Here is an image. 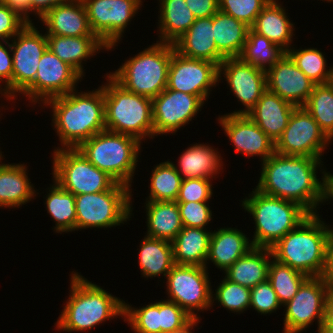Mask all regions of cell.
I'll list each match as a JSON object with an SVG mask.
<instances>
[{"mask_svg": "<svg viewBox=\"0 0 333 333\" xmlns=\"http://www.w3.org/2000/svg\"><path fill=\"white\" fill-rule=\"evenodd\" d=\"M332 141L320 129L311 114L303 107H296L288 126L275 143V152L286 156L324 157ZM323 156V157H322Z\"/></svg>", "mask_w": 333, "mask_h": 333, "instance_id": "5bb4252c", "label": "cell"}, {"mask_svg": "<svg viewBox=\"0 0 333 333\" xmlns=\"http://www.w3.org/2000/svg\"><path fill=\"white\" fill-rule=\"evenodd\" d=\"M219 67L210 61L187 58L172 53L168 69L167 89L199 96L205 103L219 85Z\"/></svg>", "mask_w": 333, "mask_h": 333, "instance_id": "e0dca14e", "label": "cell"}, {"mask_svg": "<svg viewBox=\"0 0 333 333\" xmlns=\"http://www.w3.org/2000/svg\"><path fill=\"white\" fill-rule=\"evenodd\" d=\"M35 80L19 95L36 107L53 97L65 95L77 89L83 78L49 49L42 55ZM26 97V98H25Z\"/></svg>", "mask_w": 333, "mask_h": 333, "instance_id": "9a60e30c", "label": "cell"}, {"mask_svg": "<svg viewBox=\"0 0 333 333\" xmlns=\"http://www.w3.org/2000/svg\"><path fill=\"white\" fill-rule=\"evenodd\" d=\"M146 201H176L182 178L170 159L154 165Z\"/></svg>", "mask_w": 333, "mask_h": 333, "instance_id": "74e56055", "label": "cell"}, {"mask_svg": "<svg viewBox=\"0 0 333 333\" xmlns=\"http://www.w3.org/2000/svg\"><path fill=\"white\" fill-rule=\"evenodd\" d=\"M320 333H333V325H323Z\"/></svg>", "mask_w": 333, "mask_h": 333, "instance_id": "91938a15", "label": "cell"}, {"mask_svg": "<svg viewBox=\"0 0 333 333\" xmlns=\"http://www.w3.org/2000/svg\"><path fill=\"white\" fill-rule=\"evenodd\" d=\"M4 4L17 10L29 22V1L28 0H0Z\"/></svg>", "mask_w": 333, "mask_h": 333, "instance_id": "11a10c76", "label": "cell"}, {"mask_svg": "<svg viewBox=\"0 0 333 333\" xmlns=\"http://www.w3.org/2000/svg\"><path fill=\"white\" fill-rule=\"evenodd\" d=\"M215 292L212 291V307L217 303L231 313H245L250 308V288L231 282L225 276Z\"/></svg>", "mask_w": 333, "mask_h": 333, "instance_id": "b9f144b4", "label": "cell"}, {"mask_svg": "<svg viewBox=\"0 0 333 333\" xmlns=\"http://www.w3.org/2000/svg\"><path fill=\"white\" fill-rule=\"evenodd\" d=\"M27 23L17 10L0 1V40L11 41Z\"/></svg>", "mask_w": 333, "mask_h": 333, "instance_id": "681fc988", "label": "cell"}, {"mask_svg": "<svg viewBox=\"0 0 333 333\" xmlns=\"http://www.w3.org/2000/svg\"><path fill=\"white\" fill-rule=\"evenodd\" d=\"M174 50L173 44L156 41L107 73L126 90L153 99L167 87Z\"/></svg>", "mask_w": 333, "mask_h": 333, "instance_id": "52a82bcc", "label": "cell"}, {"mask_svg": "<svg viewBox=\"0 0 333 333\" xmlns=\"http://www.w3.org/2000/svg\"><path fill=\"white\" fill-rule=\"evenodd\" d=\"M266 83L268 91L297 107L307 102L316 85L287 53L266 71Z\"/></svg>", "mask_w": 333, "mask_h": 333, "instance_id": "44dd1931", "label": "cell"}, {"mask_svg": "<svg viewBox=\"0 0 333 333\" xmlns=\"http://www.w3.org/2000/svg\"><path fill=\"white\" fill-rule=\"evenodd\" d=\"M123 321L135 333H160L159 301L148 302L138 308L124 300Z\"/></svg>", "mask_w": 333, "mask_h": 333, "instance_id": "7bdbcfd3", "label": "cell"}, {"mask_svg": "<svg viewBox=\"0 0 333 333\" xmlns=\"http://www.w3.org/2000/svg\"><path fill=\"white\" fill-rule=\"evenodd\" d=\"M157 1L159 6L157 41L173 44L190 28L196 18L185 0Z\"/></svg>", "mask_w": 333, "mask_h": 333, "instance_id": "d6a6232c", "label": "cell"}, {"mask_svg": "<svg viewBox=\"0 0 333 333\" xmlns=\"http://www.w3.org/2000/svg\"><path fill=\"white\" fill-rule=\"evenodd\" d=\"M218 147L210 144L193 143L184 149L178 157V161L170 160L177 169L182 179H215L221 175L224 169L223 156ZM222 169V170H221ZM221 172V173H220Z\"/></svg>", "mask_w": 333, "mask_h": 333, "instance_id": "603a6c76", "label": "cell"}, {"mask_svg": "<svg viewBox=\"0 0 333 333\" xmlns=\"http://www.w3.org/2000/svg\"><path fill=\"white\" fill-rule=\"evenodd\" d=\"M160 333H167L184 328L194 318L175 302L159 299Z\"/></svg>", "mask_w": 333, "mask_h": 333, "instance_id": "7dc6e473", "label": "cell"}, {"mask_svg": "<svg viewBox=\"0 0 333 333\" xmlns=\"http://www.w3.org/2000/svg\"><path fill=\"white\" fill-rule=\"evenodd\" d=\"M319 1V0H318ZM320 1H326V2H328V3H330L331 4V2L333 3V0H320Z\"/></svg>", "mask_w": 333, "mask_h": 333, "instance_id": "e7e4bbea", "label": "cell"}, {"mask_svg": "<svg viewBox=\"0 0 333 333\" xmlns=\"http://www.w3.org/2000/svg\"><path fill=\"white\" fill-rule=\"evenodd\" d=\"M330 290L331 287L322 276L309 277L296 295L282 306L284 308L282 333H301L309 329L314 321H316L317 333H320Z\"/></svg>", "mask_w": 333, "mask_h": 333, "instance_id": "4fadbf2b", "label": "cell"}, {"mask_svg": "<svg viewBox=\"0 0 333 333\" xmlns=\"http://www.w3.org/2000/svg\"><path fill=\"white\" fill-rule=\"evenodd\" d=\"M70 273L69 296L53 330L85 332L115 318L123 319V299L103 289L104 286L92 283L81 272L73 270Z\"/></svg>", "mask_w": 333, "mask_h": 333, "instance_id": "3957f363", "label": "cell"}, {"mask_svg": "<svg viewBox=\"0 0 333 333\" xmlns=\"http://www.w3.org/2000/svg\"><path fill=\"white\" fill-rule=\"evenodd\" d=\"M322 277L333 289V228L327 240L326 265Z\"/></svg>", "mask_w": 333, "mask_h": 333, "instance_id": "db71d44e", "label": "cell"}, {"mask_svg": "<svg viewBox=\"0 0 333 333\" xmlns=\"http://www.w3.org/2000/svg\"><path fill=\"white\" fill-rule=\"evenodd\" d=\"M140 241L138 266L141 277L159 278L165 280L171 268L175 265L172 242L163 239L150 238L144 235ZM164 277V279H163Z\"/></svg>", "mask_w": 333, "mask_h": 333, "instance_id": "1f68e13d", "label": "cell"}, {"mask_svg": "<svg viewBox=\"0 0 333 333\" xmlns=\"http://www.w3.org/2000/svg\"><path fill=\"white\" fill-rule=\"evenodd\" d=\"M236 227H219L212 230L208 255L205 263L207 270L209 263L223 273L235 261L245 255L254 246L250 237Z\"/></svg>", "mask_w": 333, "mask_h": 333, "instance_id": "cb8c5ba5", "label": "cell"}, {"mask_svg": "<svg viewBox=\"0 0 333 333\" xmlns=\"http://www.w3.org/2000/svg\"><path fill=\"white\" fill-rule=\"evenodd\" d=\"M208 202H177L183 227L209 228L214 213Z\"/></svg>", "mask_w": 333, "mask_h": 333, "instance_id": "f6af8a7d", "label": "cell"}, {"mask_svg": "<svg viewBox=\"0 0 333 333\" xmlns=\"http://www.w3.org/2000/svg\"><path fill=\"white\" fill-rule=\"evenodd\" d=\"M142 144L129 135L104 130L81 143L77 149L98 169L130 188L134 183Z\"/></svg>", "mask_w": 333, "mask_h": 333, "instance_id": "ba28073f", "label": "cell"}, {"mask_svg": "<svg viewBox=\"0 0 333 333\" xmlns=\"http://www.w3.org/2000/svg\"><path fill=\"white\" fill-rule=\"evenodd\" d=\"M48 49L60 60L70 65L82 78L85 77L84 63L107 51L108 47L97 36L46 35Z\"/></svg>", "mask_w": 333, "mask_h": 333, "instance_id": "484cf974", "label": "cell"}, {"mask_svg": "<svg viewBox=\"0 0 333 333\" xmlns=\"http://www.w3.org/2000/svg\"><path fill=\"white\" fill-rule=\"evenodd\" d=\"M309 277L288 265L271 259L268 269V281L277 294L279 302L286 304L298 292L301 285Z\"/></svg>", "mask_w": 333, "mask_h": 333, "instance_id": "ab89813d", "label": "cell"}, {"mask_svg": "<svg viewBox=\"0 0 333 333\" xmlns=\"http://www.w3.org/2000/svg\"><path fill=\"white\" fill-rule=\"evenodd\" d=\"M218 80L219 83L225 80L231 95L245 107L226 114H247L267 90L266 71L243 62L239 57L225 58L221 62Z\"/></svg>", "mask_w": 333, "mask_h": 333, "instance_id": "d6986e66", "label": "cell"}, {"mask_svg": "<svg viewBox=\"0 0 333 333\" xmlns=\"http://www.w3.org/2000/svg\"><path fill=\"white\" fill-rule=\"evenodd\" d=\"M209 272L206 267L175 264L163 281L166 300L175 302L194 319H202L199 312L213 309Z\"/></svg>", "mask_w": 333, "mask_h": 333, "instance_id": "8fae6325", "label": "cell"}, {"mask_svg": "<svg viewBox=\"0 0 333 333\" xmlns=\"http://www.w3.org/2000/svg\"><path fill=\"white\" fill-rule=\"evenodd\" d=\"M272 258L270 248L253 247L222 274L231 282L251 289L267 280Z\"/></svg>", "mask_w": 333, "mask_h": 333, "instance_id": "f546056e", "label": "cell"}, {"mask_svg": "<svg viewBox=\"0 0 333 333\" xmlns=\"http://www.w3.org/2000/svg\"><path fill=\"white\" fill-rule=\"evenodd\" d=\"M92 32L114 51L128 25L139 13L143 0H82Z\"/></svg>", "mask_w": 333, "mask_h": 333, "instance_id": "7c38bea8", "label": "cell"}, {"mask_svg": "<svg viewBox=\"0 0 333 333\" xmlns=\"http://www.w3.org/2000/svg\"><path fill=\"white\" fill-rule=\"evenodd\" d=\"M43 109L51 111V126L62 148H77L93 135L106 130L105 101L101 85L96 89L79 92L78 89L46 100Z\"/></svg>", "mask_w": 333, "mask_h": 333, "instance_id": "7a4b0ae2", "label": "cell"}, {"mask_svg": "<svg viewBox=\"0 0 333 333\" xmlns=\"http://www.w3.org/2000/svg\"><path fill=\"white\" fill-rule=\"evenodd\" d=\"M286 51L265 36L249 29L246 42L239 58L264 71L270 69Z\"/></svg>", "mask_w": 333, "mask_h": 333, "instance_id": "8d00e7d4", "label": "cell"}, {"mask_svg": "<svg viewBox=\"0 0 333 333\" xmlns=\"http://www.w3.org/2000/svg\"><path fill=\"white\" fill-rule=\"evenodd\" d=\"M4 159L0 160V208H21L36 199L40 191L28 176L27 164L5 163Z\"/></svg>", "mask_w": 333, "mask_h": 333, "instance_id": "d4e9b609", "label": "cell"}, {"mask_svg": "<svg viewBox=\"0 0 333 333\" xmlns=\"http://www.w3.org/2000/svg\"><path fill=\"white\" fill-rule=\"evenodd\" d=\"M240 202L241 209L254 221V247H272L310 215L296 202L262 194L255 188Z\"/></svg>", "mask_w": 333, "mask_h": 333, "instance_id": "5b68a950", "label": "cell"}, {"mask_svg": "<svg viewBox=\"0 0 333 333\" xmlns=\"http://www.w3.org/2000/svg\"><path fill=\"white\" fill-rule=\"evenodd\" d=\"M0 94H1V96H2V93L0 92ZM1 105H3V103H1L0 104V117H2L3 116V114L5 113V110H7L5 107H7V106H5L6 104H4L3 106H1ZM3 108H4V113H1V109H2V112H3ZM2 115V116H1ZM0 119H2V118H0Z\"/></svg>", "mask_w": 333, "mask_h": 333, "instance_id": "94428289", "label": "cell"}, {"mask_svg": "<svg viewBox=\"0 0 333 333\" xmlns=\"http://www.w3.org/2000/svg\"><path fill=\"white\" fill-rule=\"evenodd\" d=\"M329 83L333 86V70L331 72V78H330V82Z\"/></svg>", "mask_w": 333, "mask_h": 333, "instance_id": "6125c7cd", "label": "cell"}, {"mask_svg": "<svg viewBox=\"0 0 333 333\" xmlns=\"http://www.w3.org/2000/svg\"><path fill=\"white\" fill-rule=\"evenodd\" d=\"M310 214L297 228L270 247L273 259L307 275L320 277L326 265L327 240L332 224Z\"/></svg>", "mask_w": 333, "mask_h": 333, "instance_id": "277c9868", "label": "cell"}, {"mask_svg": "<svg viewBox=\"0 0 333 333\" xmlns=\"http://www.w3.org/2000/svg\"><path fill=\"white\" fill-rule=\"evenodd\" d=\"M322 160L275 152L260 164L254 188L262 194L296 202L310 214H319L320 206L325 205L327 174Z\"/></svg>", "mask_w": 333, "mask_h": 333, "instance_id": "6da1fadb", "label": "cell"}, {"mask_svg": "<svg viewBox=\"0 0 333 333\" xmlns=\"http://www.w3.org/2000/svg\"><path fill=\"white\" fill-rule=\"evenodd\" d=\"M286 11L281 0H270L250 28L287 52L294 42L296 28Z\"/></svg>", "mask_w": 333, "mask_h": 333, "instance_id": "f1b7e54d", "label": "cell"}, {"mask_svg": "<svg viewBox=\"0 0 333 333\" xmlns=\"http://www.w3.org/2000/svg\"><path fill=\"white\" fill-rule=\"evenodd\" d=\"M34 23L28 22L10 41L13 57L12 103L14 102V105L18 96L35 80L39 61L48 49L46 33L44 30H38Z\"/></svg>", "mask_w": 333, "mask_h": 333, "instance_id": "2e32d148", "label": "cell"}, {"mask_svg": "<svg viewBox=\"0 0 333 333\" xmlns=\"http://www.w3.org/2000/svg\"><path fill=\"white\" fill-rule=\"evenodd\" d=\"M323 325H333V289L330 290L325 307V318Z\"/></svg>", "mask_w": 333, "mask_h": 333, "instance_id": "9f6ffc18", "label": "cell"}, {"mask_svg": "<svg viewBox=\"0 0 333 333\" xmlns=\"http://www.w3.org/2000/svg\"><path fill=\"white\" fill-rule=\"evenodd\" d=\"M213 179H182L176 202L211 201L214 196Z\"/></svg>", "mask_w": 333, "mask_h": 333, "instance_id": "c3c4849f", "label": "cell"}, {"mask_svg": "<svg viewBox=\"0 0 333 333\" xmlns=\"http://www.w3.org/2000/svg\"><path fill=\"white\" fill-rule=\"evenodd\" d=\"M41 22H40V21ZM46 35L96 36L89 25L87 12L82 0H68L55 5L38 19Z\"/></svg>", "mask_w": 333, "mask_h": 333, "instance_id": "7402d4cb", "label": "cell"}, {"mask_svg": "<svg viewBox=\"0 0 333 333\" xmlns=\"http://www.w3.org/2000/svg\"><path fill=\"white\" fill-rule=\"evenodd\" d=\"M147 237L172 242L183 224L176 201H145Z\"/></svg>", "mask_w": 333, "mask_h": 333, "instance_id": "4dcf8cb0", "label": "cell"}, {"mask_svg": "<svg viewBox=\"0 0 333 333\" xmlns=\"http://www.w3.org/2000/svg\"><path fill=\"white\" fill-rule=\"evenodd\" d=\"M213 35V16L198 18L173 45L184 57L207 60L219 67L225 57L217 50Z\"/></svg>", "mask_w": 333, "mask_h": 333, "instance_id": "4316f807", "label": "cell"}, {"mask_svg": "<svg viewBox=\"0 0 333 333\" xmlns=\"http://www.w3.org/2000/svg\"><path fill=\"white\" fill-rule=\"evenodd\" d=\"M29 1V22H33L34 15L38 21L49 9H52L55 5H59L67 2L68 0H28ZM33 14V15H32ZM31 15V17H30Z\"/></svg>", "mask_w": 333, "mask_h": 333, "instance_id": "f5cc1de1", "label": "cell"}, {"mask_svg": "<svg viewBox=\"0 0 333 333\" xmlns=\"http://www.w3.org/2000/svg\"><path fill=\"white\" fill-rule=\"evenodd\" d=\"M200 321H201V319H193L184 328L176 330V331H172V332H167V333H193V331L196 329V327H198L197 325L199 323H201ZM194 333H195V331H194Z\"/></svg>", "mask_w": 333, "mask_h": 333, "instance_id": "680465c9", "label": "cell"}, {"mask_svg": "<svg viewBox=\"0 0 333 333\" xmlns=\"http://www.w3.org/2000/svg\"><path fill=\"white\" fill-rule=\"evenodd\" d=\"M132 190L117 182L107 191L76 195V231L87 228L106 230L132 220Z\"/></svg>", "mask_w": 333, "mask_h": 333, "instance_id": "9c48e42d", "label": "cell"}, {"mask_svg": "<svg viewBox=\"0 0 333 333\" xmlns=\"http://www.w3.org/2000/svg\"><path fill=\"white\" fill-rule=\"evenodd\" d=\"M270 0H219V10L252 26Z\"/></svg>", "mask_w": 333, "mask_h": 333, "instance_id": "ee69618b", "label": "cell"}, {"mask_svg": "<svg viewBox=\"0 0 333 333\" xmlns=\"http://www.w3.org/2000/svg\"><path fill=\"white\" fill-rule=\"evenodd\" d=\"M250 26L218 10L213 15V37L217 50L225 58L239 57Z\"/></svg>", "mask_w": 333, "mask_h": 333, "instance_id": "e575fe53", "label": "cell"}, {"mask_svg": "<svg viewBox=\"0 0 333 333\" xmlns=\"http://www.w3.org/2000/svg\"><path fill=\"white\" fill-rule=\"evenodd\" d=\"M303 107L333 142V86L330 83L316 84Z\"/></svg>", "mask_w": 333, "mask_h": 333, "instance_id": "60d3db41", "label": "cell"}, {"mask_svg": "<svg viewBox=\"0 0 333 333\" xmlns=\"http://www.w3.org/2000/svg\"><path fill=\"white\" fill-rule=\"evenodd\" d=\"M52 179L74 196L111 189L117 181L95 167L77 148L51 152Z\"/></svg>", "mask_w": 333, "mask_h": 333, "instance_id": "30bf717a", "label": "cell"}, {"mask_svg": "<svg viewBox=\"0 0 333 333\" xmlns=\"http://www.w3.org/2000/svg\"><path fill=\"white\" fill-rule=\"evenodd\" d=\"M297 106L266 90L247 115L274 142L281 137Z\"/></svg>", "mask_w": 333, "mask_h": 333, "instance_id": "83f0119b", "label": "cell"}, {"mask_svg": "<svg viewBox=\"0 0 333 333\" xmlns=\"http://www.w3.org/2000/svg\"><path fill=\"white\" fill-rule=\"evenodd\" d=\"M205 102L196 95L165 89L152 99L155 137L175 134L196 118Z\"/></svg>", "mask_w": 333, "mask_h": 333, "instance_id": "ac0fdd59", "label": "cell"}, {"mask_svg": "<svg viewBox=\"0 0 333 333\" xmlns=\"http://www.w3.org/2000/svg\"><path fill=\"white\" fill-rule=\"evenodd\" d=\"M2 153L4 154V152H2L0 148V160L3 159V157H5Z\"/></svg>", "mask_w": 333, "mask_h": 333, "instance_id": "be15d7a7", "label": "cell"}, {"mask_svg": "<svg viewBox=\"0 0 333 333\" xmlns=\"http://www.w3.org/2000/svg\"><path fill=\"white\" fill-rule=\"evenodd\" d=\"M104 91L106 130L132 136L142 144L154 140L152 99L126 90L108 73Z\"/></svg>", "mask_w": 333, "mask_h": 333, "instance_id": "8992f818", "label": "cell"}, {"mask_svg": "<svg viewBox=\"0 0 333 333\" xmlns=\"http://www.w3.org/2000/svg\"><path fill=\"white\" fill-rule=\"evenodd\" d=\"M282 304L268 279L250 289V308L260 315L268 316L280 310Z\"/></svg>", "mask_w": 333, "mask_h": 333, "instance_id": "bcb514c9", "label": "cell"}, {"mask_svg": "<svg viewBox=\"0 0 333 333\" xmlns=\"http://www.w3.org/2000/svg\"><path fill=\"white\" fill-rule=\"evenodd\" d=\"M13 57L10 41L0 40V98L12 101Z\"/></svg>", "mask_w": 333, "mask_h": 333, "instance_id": "f907efd6", "label": "cell"}, {"mask_svg": "<svg viewBox=\"0 0 333 333\" xmlns=\"http://www.w3.org/2000/svg\"><path fill=\"white\" fill-rule=\"evenodd\" d=\"M216 119L237 154L257 156L262 163L275 153V143L247 114H219Z\"/></svg>", "mask_w": 333, "mask_h": 333, "instance_id": "ffe728a7", "label": "cell"}, {"mask_svg": "<svg viewBox=\"0 0 333 333\" xmlns=\"http://www.w3.org/2000/svg\"><path fill=\"white\" fill-rule=\"evenodd\" d=\"M333 201V173L327 171L326 174V189H325V203L328 205Z\"/></svg>", "mask_w": 333, "mask_h": 333, "instance_id": "6f0895ef", "label": "cell"}, {"mask_svg": "<svg viewBox=\"0 0 333 333\" xmlns=\"http://www.w3.org/2000/svg\"><path fill=\"white\" fill-rule=\"evenodd\" d=\"M46 188L44 205L55 225L52 230L58 234L76 231L75 196L62 188L56 181Z\"/></svg>", "mask_w": 333, "mask_h": 333, "instance_id": "d590c367", "label": "cell"}, {"mask_svg": "<svg viewBox=\"0 0 333 333\" xmlns=\"http://www.w3.org/2000/svg\"><path fill=\"white\" fill-rule=\"evenodd\" d=\"M295 62L296 66L315 84L330 82L333 65H327V59L321 49L316 47H300L293 45L286 52Z\"/></svg>", "mask_w": 333, "mask_h": 333, "instance_id": "f35d334b", "label": "cell"}, {"mask_svg": "<svg viewBox=\"0 0 333 333\" xmlns=\"http://www.w3.org/2000/svg\"><path fill=\"white\" fill-rule=\"evenodd\" d=\"M183 227L172 241L174 262L205 267L212 230Z\"/></svg>", "mask_w": 333, "mask_h": 333, "instance_id": "836d02e7", "label": "cell"}, {"mask_svg": "<svg viewBox=\"0 0 333 333\" xmlns=\"http://www.w3.org/2000/svg\"><path fill=\"white\" fill-rule=\"evenodd\" d=\"M194 17H212L219 10V0H185Z\"/></svg>", "mask_w": 333, "mask_h": 333, "instance_id": "816d5d0a", "label": "cell"}]
</instances>
